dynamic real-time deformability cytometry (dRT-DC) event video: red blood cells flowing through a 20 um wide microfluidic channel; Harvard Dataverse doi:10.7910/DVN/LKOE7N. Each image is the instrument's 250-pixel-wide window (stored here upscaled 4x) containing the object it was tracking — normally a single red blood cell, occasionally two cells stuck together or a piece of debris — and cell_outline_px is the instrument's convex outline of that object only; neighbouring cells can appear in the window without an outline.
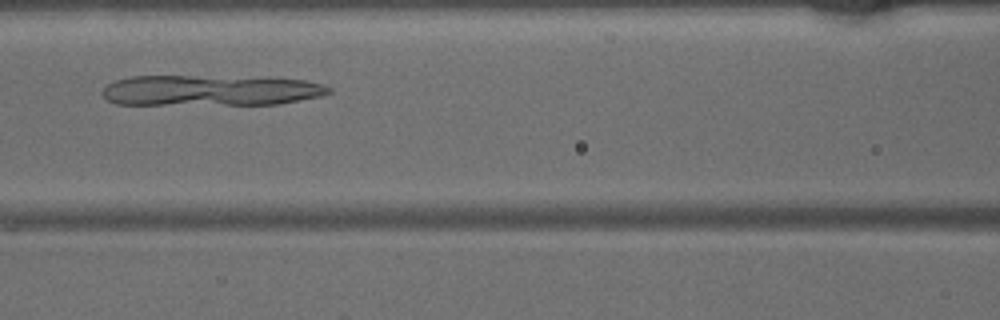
{"species": "common noctule bat (a hibernating species)", "species_latin": "Nyctalus noctula", "temperature_condition": "warm", "stored_images_in_passage": 36, "camera_frame_rate_fps": 3000, "um_per_image_px": 0.085, "animal": {"sex": "male", "body_mass_g": 15.6}, "frame": {"image": 1, "passage_image": 14, "time_ms": 4.333, "image_size_px": [1000, 320], "cell_outline_px": [[332, 92], [324, 96], [276, 104], [116, 104], [104, 100], [100, 92], [108, 84], [116, 80], [132, 76], [264, 76], [304, 80], [324, 84], [332, 88]], "centroid_in_image_um": [17.94, 7.67], "position_along_channel_um": 148.7, "area_um2": 41.27}}
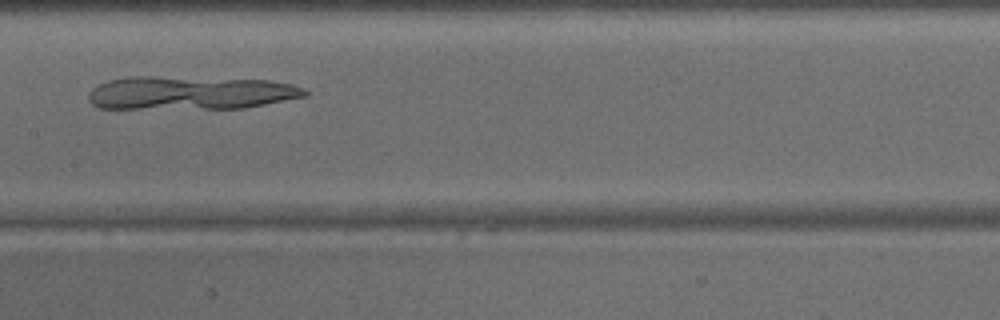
{"frame": {"image": 2, "passage_image": 17, "time_ms": 5.333, "image_size_px": [1000, 320], "cell_outline_px": [[308, 96], [244, 108], [100, 108], [92, 104], [88, 100], [88, 92], [92, 88], [108, 80], [132, 76], [156, 76], [268, 80], [292, 84], [304, 88], [308, 92]], "centroid_in_image_um": [16.18, 7.89], "position_along_channel_um": 191.2, "area_um2": 42.19}}
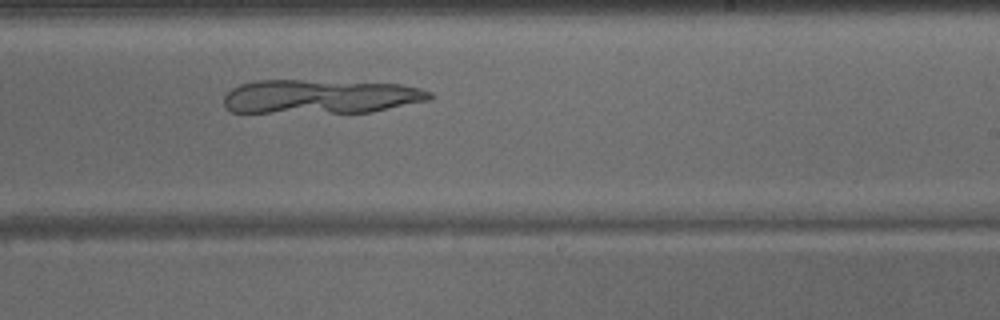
{"frame": {"image": 3, "passage_image": 22, "time_ms": 7.0, "image_size_px": [1000, 320], "cell_outline_px": [[432, 96], [428, 100], [372, 112], [232, 112], [224, 108], [224, 96], [232, 88], [240, 84], [256, 80], [304, 80], [400, 84], [420, 88], [432, 92]], "centroid_in_image_um": [27.21, 8.2], "position_along_channel_um": 261.8, "area_um2": 40.75}}